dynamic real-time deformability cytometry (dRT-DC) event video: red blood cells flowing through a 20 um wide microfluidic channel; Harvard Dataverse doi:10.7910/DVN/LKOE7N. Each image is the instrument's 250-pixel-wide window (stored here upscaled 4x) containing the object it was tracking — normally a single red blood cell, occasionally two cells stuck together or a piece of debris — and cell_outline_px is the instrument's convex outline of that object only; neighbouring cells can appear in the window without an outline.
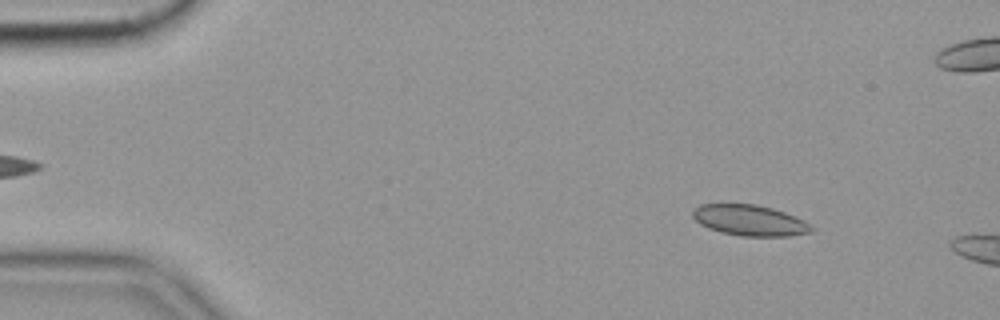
{"species": "common noctule bat (a hibernating species)", "species_latin": "Nyctalus noctula", "temperature_condition": "cold", "stored_images_in_passage": 11, "camera_frame_rate_fps": 3000, "um_per_image_px": 0.085, "animal": {"sex": "female", "body_mass_g": 19.9}, "frame": {"image": 1, "passage_image": 7, "time_ms": 2.0, "image_size_px": [1000, 320], "cell_outline_px": [[812, 232], [788, 236], [744, 236], [720, 232], [708, 228], [700, 224], [692, 216], [692, 208], [700, 204], [756, 204], [772, 208], [784, 212], [804, 220], [812, 228]], "centroid_in_image_um": [63.68, 18.72], "position_along_channel_um": 21.3, "area_um2": 21.27}}